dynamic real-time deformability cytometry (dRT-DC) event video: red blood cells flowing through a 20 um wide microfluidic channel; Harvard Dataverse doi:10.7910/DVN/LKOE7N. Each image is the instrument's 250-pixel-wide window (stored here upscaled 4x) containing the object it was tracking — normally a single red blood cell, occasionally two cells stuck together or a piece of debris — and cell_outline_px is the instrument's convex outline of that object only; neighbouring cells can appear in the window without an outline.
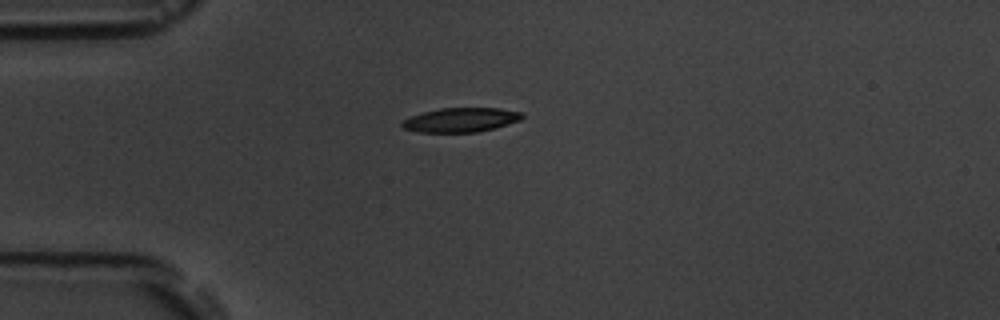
{"species": "common noctule bat (a hibernating species)", "species_latin": "Nyctalus noctula", "temperature_condition": "room temperature", "stored_images_in_passage": 5, "camera_frame_rate_fps": 3000, "um_per_image_px": 0.085, "animal": {"sex": "male", "body_mass_g": 19.5, "forearm_length_mm": 54.6}, "frame": {"image": 1, "passage_image": 1, "time_ms": 0.0, "image_size_px": [1000, 320], "cell_outline_px": [[524, 116], [520, 120], [492, 128], [476, 132], [420, 132], [404, 128], [400, 124], [404, 120], [412, 116], [424, 112], [440, 108], [500, 108], [524, 112]], "centroid_in_image_um": [39.2, 10.18], "position_along_channel_um": 45.8, "area_um2": 16.76}}
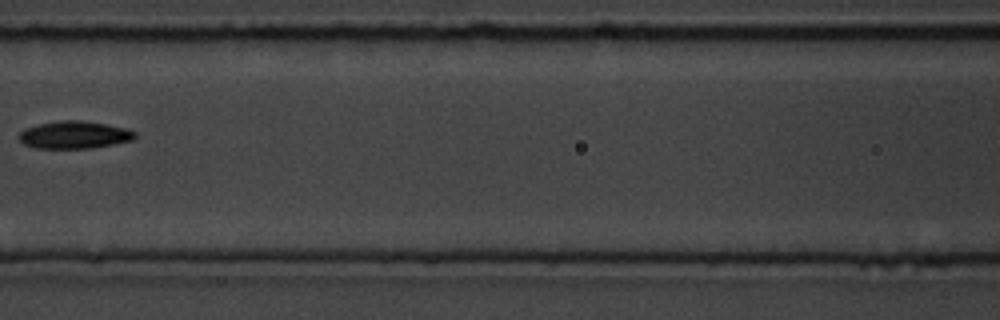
{"frame": {"image": 2, "passage_image": 4, "time_ms": 3.667, "image_size_px": [1000, 320], "cell_outline_px": [[136, 136], [132, 140], [92, 148], [36, 148], [24, 144], [16, 136], [24, 128], [40, 124], [64, 120], [80, 120], [104, 124], [124, 128], [136, 132]], "centroid_in_image_um": [6.28, 11.47], "position_along_channel_um": 160.3, "area_um2": 18.38}}
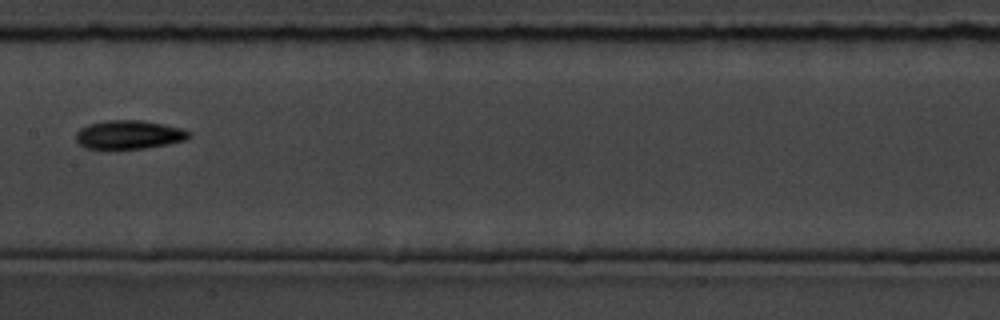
{"frame": {"image": 3, "passage_image": 5, "time_ms": 4.667, "image_size_px": [1000, 320], "cell_outline_px": [[192, 136], [184, 140], [168, 144], [144, 148], [84, 148], [76, 140], [76, 132], [80, 128], [88, 124], [108, 120], [140, 120], [164, 124], [184, 128], [192, 132]], "centroid_in_image_um": [11.0, 11.43], "position_along_channel_um": 196.4, "area_um2": 18.9}}